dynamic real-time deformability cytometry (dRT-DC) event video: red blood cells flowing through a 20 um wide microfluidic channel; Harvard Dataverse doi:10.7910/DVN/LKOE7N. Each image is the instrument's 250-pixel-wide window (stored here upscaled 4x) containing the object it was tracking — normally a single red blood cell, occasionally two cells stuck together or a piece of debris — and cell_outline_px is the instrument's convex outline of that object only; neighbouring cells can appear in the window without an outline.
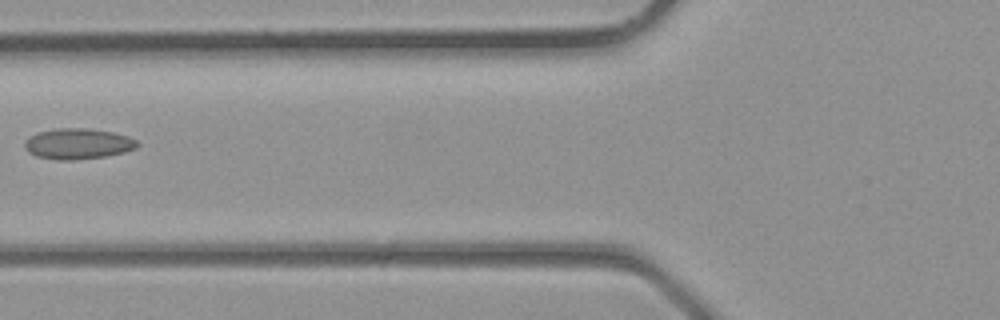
{"species": "common noctule bat (a hibernating species)", "species_latin": "Nyctalus noctula", "temperature_condition": "room temperature", "stored_images_in_passage": 4, "camera_frame_rate_fps": 3000, "um_per_image_px": 0.085, "animal": {"sex": "male", "body_mass_g": 23.1, "forearm_length_mm": 52.7}, "frame": {"image": 1, "passage_image": 4, "time_ms": 1.0, "image_size_px": [1000, 320], "cell_outline_px": [[140, 144], [136, 148], [124, 152], [104, 156], [76, 160], [56, 160], [36, 156], [28, 152], [24, 148], [24, 144], [36, 132], [56, 128], [84, 128], [112, 132], [128, 136], [136, 140]], "centroid_in_image_um": [6.62, 12.22], "position_along_channel_um": 119.2, "area_um2": 20.11}}